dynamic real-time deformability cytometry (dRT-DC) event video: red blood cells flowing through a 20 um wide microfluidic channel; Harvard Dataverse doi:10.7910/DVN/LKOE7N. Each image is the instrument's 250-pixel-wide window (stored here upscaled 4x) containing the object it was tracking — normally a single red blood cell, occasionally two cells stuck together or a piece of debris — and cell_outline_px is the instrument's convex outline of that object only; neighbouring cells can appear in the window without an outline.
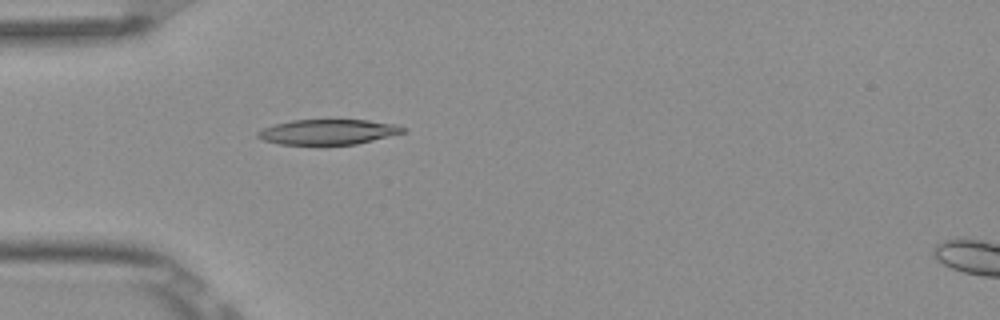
{"species": "Egyptian fruit bat (a non-hibernating species)", "species_latin": "Rousettus aegyptiacus", "temperature_condition": "room temperature", "stored_images_in_passage": 6, "camera_frame_rate_fps": 3000, "um_per_image_px": 0.085, "frame": {"image": 1, "passage_image": 5, "time_ms": 1.333, "image_size_px": [1000, 320], "cell_outline_px": [[408, 128], [404, 132], [356, 144], [280, 144], [264, 140], [256, 136], [256, 132], [264, 128], [276, 124], [292, 120], [368, 120], [392, 124]], "centroid_in_image_um": [27.87, 11.21], "position_along_channel_um": 57.1, "area_um2": 20.92}}